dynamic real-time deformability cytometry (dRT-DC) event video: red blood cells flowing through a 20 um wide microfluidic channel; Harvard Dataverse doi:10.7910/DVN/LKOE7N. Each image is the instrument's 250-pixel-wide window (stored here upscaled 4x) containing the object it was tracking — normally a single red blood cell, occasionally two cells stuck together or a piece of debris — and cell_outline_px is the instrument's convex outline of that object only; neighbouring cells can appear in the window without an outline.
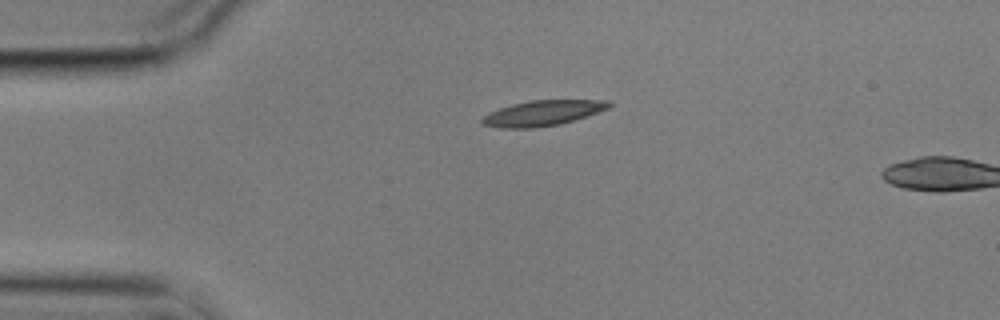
{"species": "common noctule bat (a hibernating species)", "species_latin": "Nyctalus noctula", "temperature_condition": "cold", "stored_images_in_passage": 3, "camera_frame_rate_fps": 3000, "um_per_image_px": 0.085, "animal": {"sex": "male", "body_mass_g": 17.9}, "frame": {"image": 1, "passage_image": 1, "time_ms": 0.0, "image_size_px": [1000, 320], "cell_outline_px": [[608, 104], [604, 108], [568, 120], [552, 124], [488, 124], [484, 120], [488, 116], [504, 108], [516, 104], [540, 100], [588, 100]], "centroid_in_image_um": [46.23, 9.52], "position_along_channel_um": 38.8, "area_um2": 15.03}}